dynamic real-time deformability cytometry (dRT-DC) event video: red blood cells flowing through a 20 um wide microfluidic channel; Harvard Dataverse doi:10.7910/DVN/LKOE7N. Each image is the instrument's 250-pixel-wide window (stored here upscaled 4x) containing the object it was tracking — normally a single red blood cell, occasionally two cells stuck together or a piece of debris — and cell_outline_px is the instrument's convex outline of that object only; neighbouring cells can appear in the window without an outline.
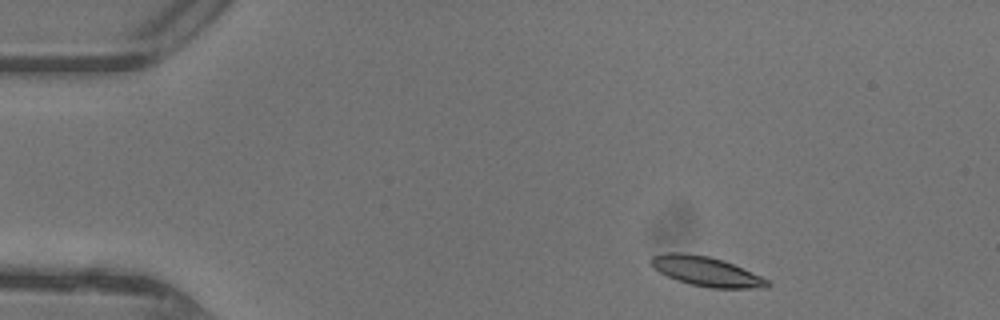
{"species": "common noctule bat (a hibernating species)", "species_latin": "Nyctalus noctula", "temperature_condition": "warm", "stored_images_in_passage": 28, "camera_frame_rate_fps": 3000, "um_per_image_px": 0.085, "animal": {"sex": "female"}, "frame": {"image": 1, "passage_image": 1, "time_ms": 0.0, "image_size_px": [1000, 320], "cell_outline_px": [[772, 284], [768, 288], [708, 288], [676, 280], [652, 268], [648, 260], [652, 256], [664, 252], [680, 252], [708, 256], [724, 260], [760, 276], [768, 280]], "centroid_in_image_um": [60.0, 23.06], "position_along_channel_um": 25.0, "area_um2": 20.17}}
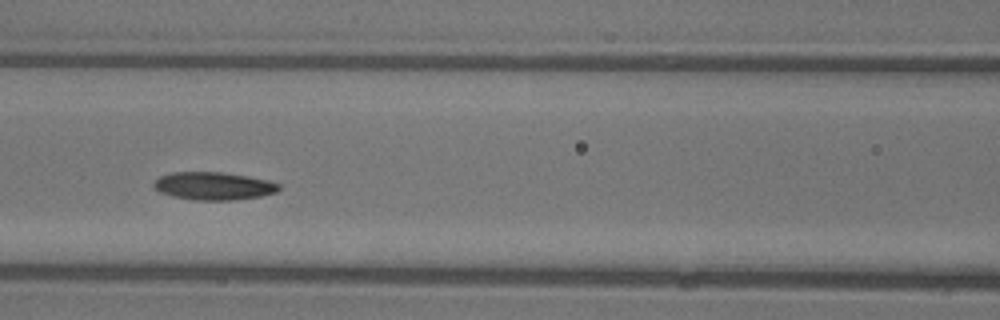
{"frame": {"image": 2, "passage_image": 15, "time_ms": 4.667, "image_size_px": [1000, 320], "cell_outline_px": [[280, 188], [276, 192], [260, 196], [232, 200], [192, 200], [172, 196], [160, 192], [152, 188], [152, 184], [160, 176], [172, 172], [224, 172], [248, 176], [268, 180], [280, 184]], "centroid_in_image_um": [18.13, 15.8], "position_along_channel_um": 148.5, "area_um2": 20.4}}
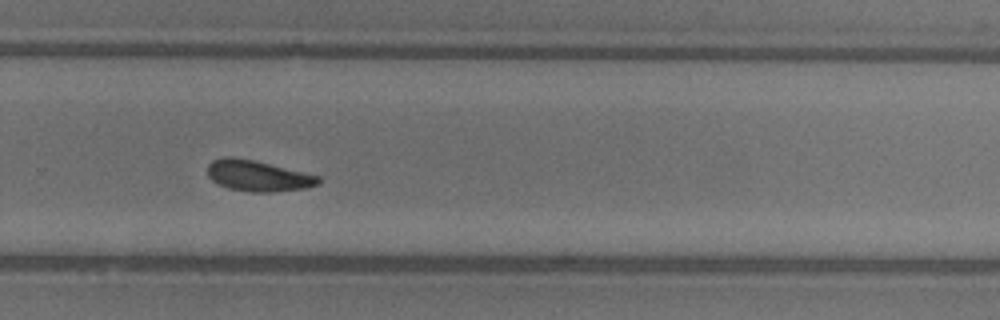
{"frame": {"image": 3, "passage_image": 26, "time_ms": 8.333, "image_size_px": [1000, 320], "cell_outline_px": [[320, 184], [304, 188], [272, 192], [248, 192], [228, 188], [216, 184], [208, 176], [208, 164], [212, 160], [224, 156], [232, 156], [252, 160], [320, 176]], "centroid_in_image_um": [21.88, 14.95], "position_along_channel_um": 307.9, "area_um2": 19.94}}